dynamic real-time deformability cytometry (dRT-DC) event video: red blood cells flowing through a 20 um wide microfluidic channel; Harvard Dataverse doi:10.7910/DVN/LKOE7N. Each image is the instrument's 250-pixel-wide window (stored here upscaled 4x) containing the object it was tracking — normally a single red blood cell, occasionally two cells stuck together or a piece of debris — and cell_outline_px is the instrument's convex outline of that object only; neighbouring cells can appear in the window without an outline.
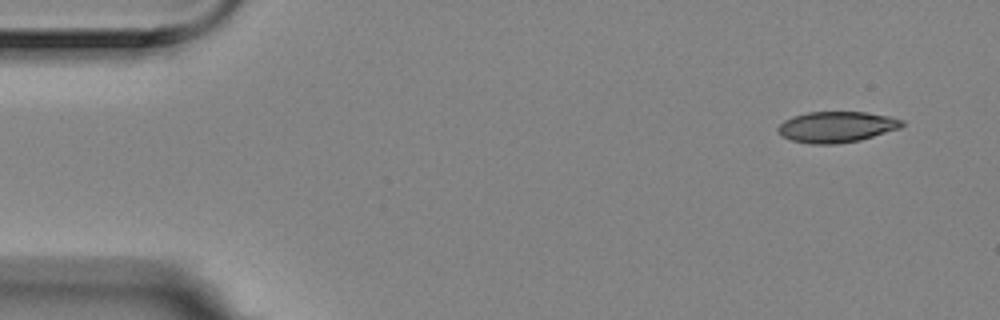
{"species": "Egyptian fruit bat (a non-hibernating species)", "species_latin": "Rousettus aegyptiacus", "temperature_condition": "room temperature", "stored_images_in_passage": 4, "camera_frame_rate_fps": 3000, "um_per_image_px": 0.085, "animal": {"sex": "female"}, "frame": {"image": 1, "passage_image": 1, "time_ms": 0.0, "image_size_px": [1000, 320], "cell_outline_px": [[904, 124], [900, 128], [860, 140], [836, 144], [812, 144], [792, 140], [780, 136], [776, 128], [784, 120], [792, 116], [808, 112], [868, 112], [892, 116], [904, 120]], "centroid_in_image_um": [71.11, 10.78], "position_along_channel_um": 13.9, "area_um2": 22.54}}